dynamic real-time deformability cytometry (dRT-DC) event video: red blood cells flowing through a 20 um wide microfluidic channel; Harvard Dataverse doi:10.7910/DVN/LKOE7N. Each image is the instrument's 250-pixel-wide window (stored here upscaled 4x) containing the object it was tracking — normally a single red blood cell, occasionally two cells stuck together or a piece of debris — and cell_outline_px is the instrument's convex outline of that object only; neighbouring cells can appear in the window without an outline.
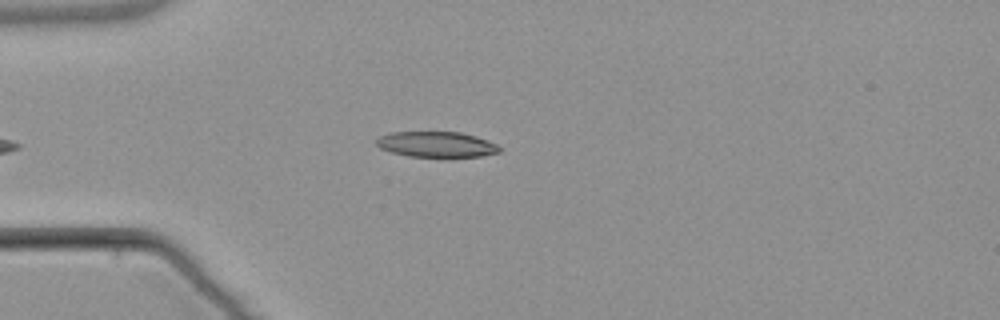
{"species": "common noctule bat (a hibernating species)", "species_latin": "Nyctalus noctula", "temperature_condition": "warm", "stored_images_in_passage": 1, "camera_frame_rate_fps": 3000, "um_per_image_px": 0.085, "animal": {"sex": "male", "body_mass_g": 21.5, "forearm_length_mm": 52.0}, "frame": {"image": 1, "passage_image": 1, "time_ms": 0.0, "image_size_px": [1000, 320], "cell_outline_px": [[500, 152], [480, 156], [408, 156], [392, 152], [380, 148], [376, 144], [376, 140], [380, 136], [388, 132], [460, 132], [476, 136], [488, 140], [496, 144], [500, 148]], "centroid_in_image_um": [37.08, 12.26], "position_along_channel_um": 47.9, "area_um2": 18.15}}